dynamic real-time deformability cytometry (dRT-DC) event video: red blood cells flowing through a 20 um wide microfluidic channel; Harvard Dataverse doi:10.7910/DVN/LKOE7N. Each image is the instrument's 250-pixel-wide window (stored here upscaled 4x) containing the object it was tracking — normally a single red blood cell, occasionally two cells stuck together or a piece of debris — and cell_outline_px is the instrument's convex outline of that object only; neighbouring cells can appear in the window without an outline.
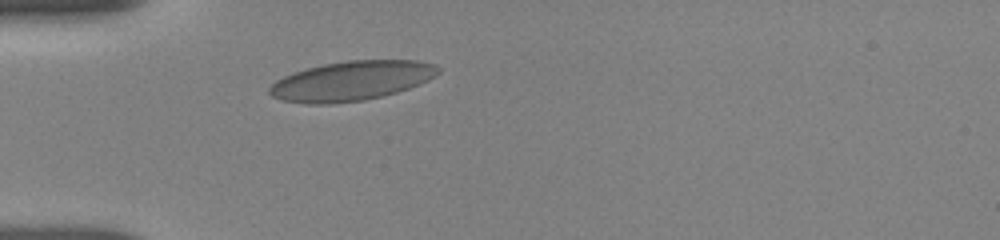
{"species": "human", "species_latin": "Homo sapiens", "temperature_condition": "room temperature", "stored_images_in_passage": 1, "camera_frame_rate_fps": 3000, "um_per_image_px": 0.085, "donor": {"sex": "female"}, "frame": {"image": 1, "passage_image": 1, "time_ms": 0.0, "image_size_px": [1000, 240], "cell_outline_px": [[440, 72], [436, 76], [428, 80], [408, 88], [396, 92], [364, 100], [332, 104], [308, 104], [280, 100], [272, 96], [268, 92], [268, 88], [276, 80], [284, 76], [308, 68], [324, 64], [344, 60], [416, 60], [436, 64], [440, 68]], "centroid_in_image_um": [29.87, 6.87], "position_along_channel_um": 55.1, "area_um2": 38.9}}